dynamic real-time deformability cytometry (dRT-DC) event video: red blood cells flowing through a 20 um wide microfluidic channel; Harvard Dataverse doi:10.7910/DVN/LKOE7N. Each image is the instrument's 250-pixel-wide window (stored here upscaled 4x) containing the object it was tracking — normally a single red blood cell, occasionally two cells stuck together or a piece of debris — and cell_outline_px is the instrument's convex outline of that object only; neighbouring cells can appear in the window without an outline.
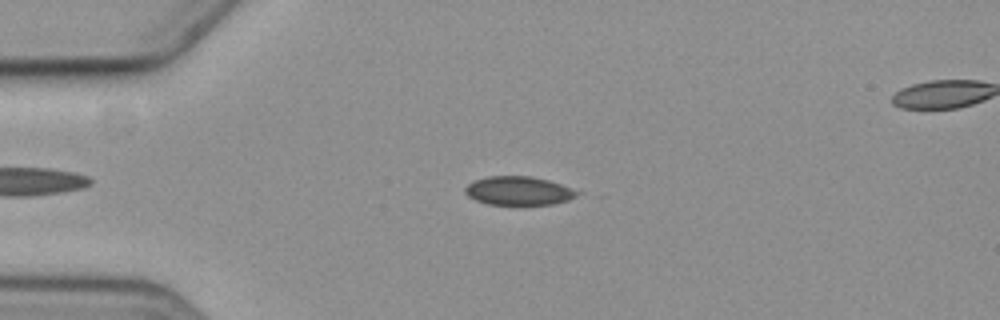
{"species": "common noctule bat (a hibernating species)", "species_latin": "Nyctalus noctula", "temperature_condition": "cold", "stored_images_in_passage": 39, "camera_frame_rate_fps": 3000, "um_per_image_px": 0.085, "animal": {"sex": "female", "body_mass_g": 19.3, "forearm_length_mm": 54.1}, "frame": {"image": 1, "passage_image": 5, "time_ms": 1.333, "image_size_px": [1000, 320], "cell_outline_px": [[584, 192], [568, 200], [552, 204], [524, 208], [488, 204], [476, 200], [468, 196], [464, 192], [464, 188], [468, 184], [476, 180], [488, 176], [532, 176], [548, 180]], "centroid_in_image_um": [44.11, 16.27], "position_along_channel_um": 40.9, "area_um2": 19.59}}
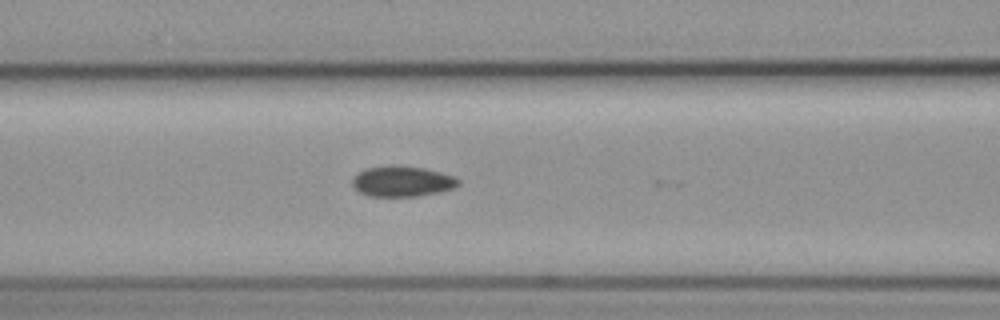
{"frame": {"image": 2, "passage_image": 15, "time_ms": 4.667, "image_size_px": [1000, 320], "cell_outline_px": [[460, 184], [456, 188], [440, 192], [416, 196], [368, 196], [360, 192], [352, 184], [352, 180], [360, 172], [368, 168], [388, 164], [392, 164], [424, 168], [440, 172], [452, 176], [460, 180]], "centroid_in_image_um": [34.22, 15.41], "position_along_channel_um": 132.4, "area_um2": 18.9}}
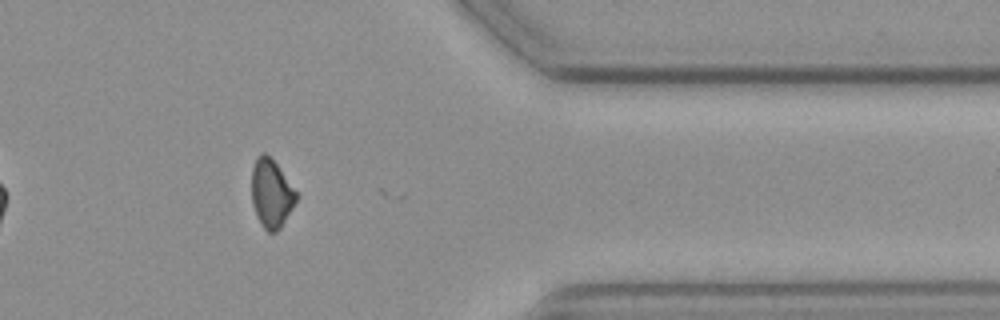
{"frame": {"image": 3, "passage_image": 38, "time_ms": 12.333, "image_size_px": [1000, 320], "cell_outline_px": [[300, 196], [280, 228], [276, 232], [268, 232], [264, 228], [256, 216], [252, 204], [252, 168], [256, 156], [260, 152], [264, 152], [276, 164]], "centroid_in_image_um": [23.06, 16.45], "position_along_channel_um": 388.3, "area_um2": 17.8}}